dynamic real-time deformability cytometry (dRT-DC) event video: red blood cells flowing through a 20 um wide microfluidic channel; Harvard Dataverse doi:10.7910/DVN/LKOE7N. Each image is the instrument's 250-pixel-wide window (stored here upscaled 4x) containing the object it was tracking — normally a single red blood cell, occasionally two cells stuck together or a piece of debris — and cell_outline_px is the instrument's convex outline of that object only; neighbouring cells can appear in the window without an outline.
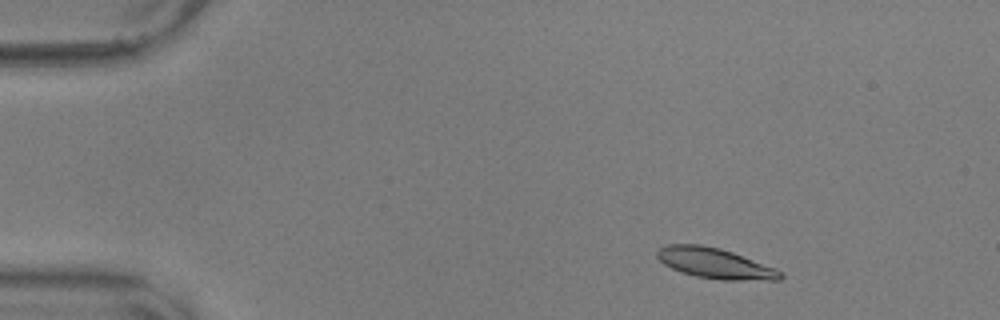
{"species": "common noctule bat (a hibernating species)", "species_latin": "Nyctalus noctula", "temperature_condition": "warm", "stored_images_in_passage": 54, "camera_frame_rate_fps": 3000, "um_per_image_px": 0.085, "animal": {"sex": "male", "body_mass_g": 17.9, "forearm_length_mm": 54.2}, "frame": {"image": 1, "passage_image": 6, "time_ms": 1.667, "image_size_px": [1000, 320], "cell_outline_px": [[784, 276], [780, 280], [720, 280], [696, 276], [680, 272], [664, 264], [656, 256], [656, 252], [660, 248], [668, 244], [700, 244], [720, 248], [732, 252], [776, 268], [784, 272]], "centroid_in_image_um": [60.8, 22.38], "position_along_channel_um": 24.2, "area_um2": 21.96}}
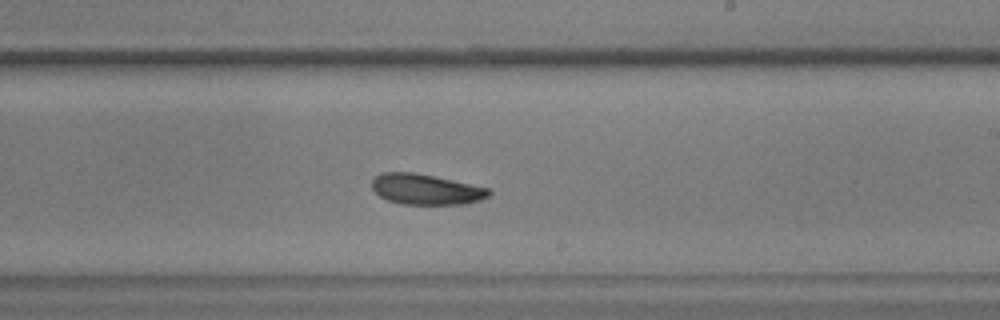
{"frame": {"image": 2, "passage_image": 32, "time_ms": 10.333, "image_size_px": [1000, 320], "cell_outline_px": [[492, 192], [488, 196], [480, 200], [464, 204], [400, 204], [388, 200], [380, 196], [372, 188], [372, 180], [376, 176], [384, 172], [412, 172], [452, 180], [488, 188]], "centroid_in_image_um": [36.19, 16.1], "position_along_channel_um": 252.8, "area_um2": 20.58}}
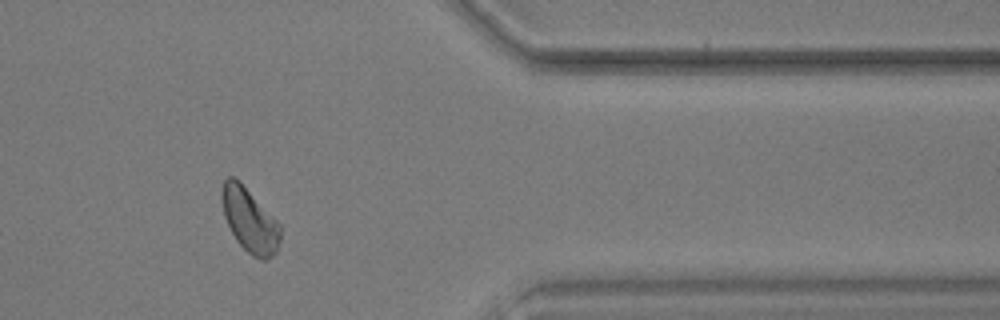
{"frame": {"image": 3, "passage_image": 45, "time_ms": 14.667, "image_size_px": [1000, 320], "cell_outline_px": [[280, 240], [276, 252], [268, 260], [260, 260], [252, 256], [236, 240], [224, 216], [220, 200], [220, 192], [224, 180], [228, 176], [232, 176], [240, 180], [280, 224]], "centroid_in_image_um": [21.2, 18.69], "position_along_channel_um": 390.2, "area_um2": 22.02}, "authors_computed_cell_mechanics": {"area_um2": 21.8773, "velocity_mm_per_s": 3.5721, "shape_relaxation_time_tau1_ms": 4.7984, "shape_relaxation_time_tau2_ms": 7.0646, "deformation_change_tau1": 0.1256, "deformation_change_tau2": 0.1301}}